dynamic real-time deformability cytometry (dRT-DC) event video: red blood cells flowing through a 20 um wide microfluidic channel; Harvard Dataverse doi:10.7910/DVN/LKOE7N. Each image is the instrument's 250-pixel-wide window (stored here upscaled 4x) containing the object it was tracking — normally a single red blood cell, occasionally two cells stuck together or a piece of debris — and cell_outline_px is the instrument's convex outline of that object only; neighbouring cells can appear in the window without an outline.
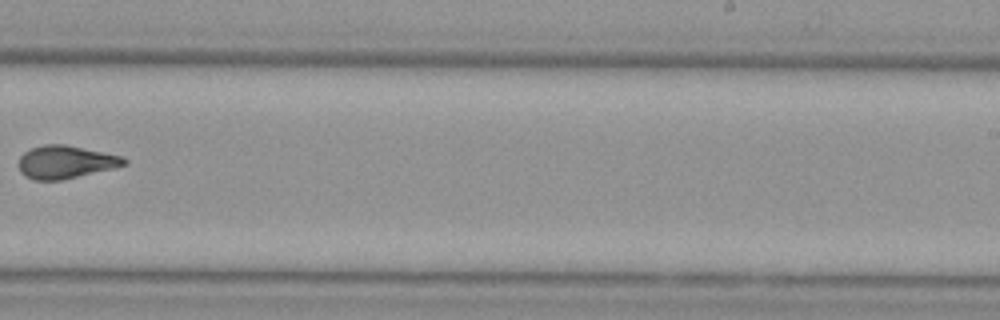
{"species": "Egyptian fruit bat (a non-hibernating species)", "species_latin": "Rousettus aegyptiacus", "temperature_condition": "cold", "stored_images_in_passage": 8, "camera_frame_rate_fps": 3000, "um_per_image_px": 0.085, "animal": {"sex": "female"}, "frame": {"image": 1, "passage_image": 8, "time_ms": 8.667, "image_size_px": [1000, 320], "cell_outline_px": [[128, 164], [112, 168], [60, 180], [32, 180], [24, 176], [20, 172], [16, 164], [20, 156], [24, 152], [32, 148], [44, 144], [64, 144], [124, 156], [128, 160]], "centroid_in_image_um": [5.53, 13.77], "position_along_channel_um": 283.5, "area_um2": 20.35}}